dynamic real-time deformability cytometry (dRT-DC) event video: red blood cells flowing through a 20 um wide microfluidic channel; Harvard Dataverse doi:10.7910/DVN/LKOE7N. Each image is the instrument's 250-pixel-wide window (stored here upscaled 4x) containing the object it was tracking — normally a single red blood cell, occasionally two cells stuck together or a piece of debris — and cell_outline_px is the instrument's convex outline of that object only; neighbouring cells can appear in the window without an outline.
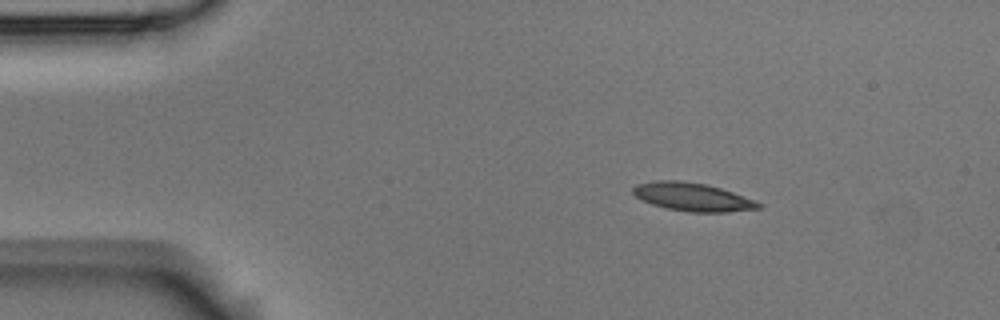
{"species": "Egyptian fruit bat (a non-hibernating species)", "species_latin": "Rousettus aegyptiacus", "temperature_condition": "room temperature", "stored_images_in_passage": 2, "camera_frame_rate_fps": 3000, "um_per_image_px": 0.085, "animal": {"sex": "male"}, "frame": {"image": 1, "passage_image": 1, "time_ms": 0.0, "image_size_px": [1000, 320], "cell_outline_px": [[764, 204], [760, 208], [728, 212], [688, 212], [668, 208], [652, 204], [640, 200], [632, 192], [632, 188], [636, 184], [656, 180], [680, 180], [704, 184], [720, 188], [756, 200]], "centroid_in_image_um": [58.86, 16.74], "position_along_channel_um": 26.1, "area_um2": 20.69}}